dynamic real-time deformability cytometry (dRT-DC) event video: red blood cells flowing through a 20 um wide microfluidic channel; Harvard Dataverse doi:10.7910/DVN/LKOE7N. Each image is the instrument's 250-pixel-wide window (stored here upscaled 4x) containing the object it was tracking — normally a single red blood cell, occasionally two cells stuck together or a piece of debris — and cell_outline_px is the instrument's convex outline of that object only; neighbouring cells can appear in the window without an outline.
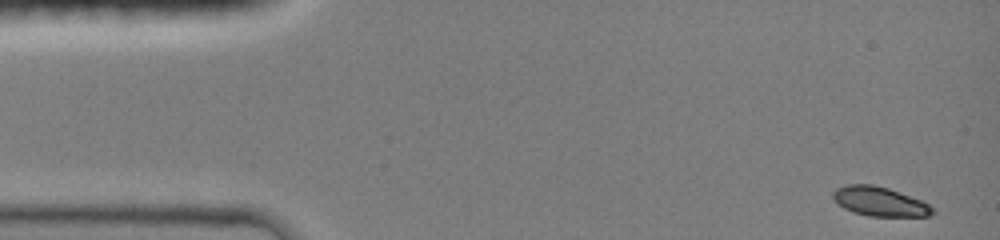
{"species": "common noctule bat (a hibernating species)", "species_latin": "Nyctalus noctula", "temperature_condition": "room temperature", "stored_images_in_passage": 39, "camera_frame_rate_fps": 3000, "um_per_image_px": 0.085, "animal": {"sex": "female", "body_mass_g": 19.0, "forearm_length_mm": 51.5}, "frame": {"image": 1, "passage_image": 1, "time_ms": 0.0, "image_size_px": [1000, 240], "cell_outline_px": [[936, 212], [928, 216], [868, 216], [852, 212], [836, 204], [832, 196], [832, 192], [836, 188], [848, 184], [872, 184], [888, 188], [920, 200], [928, 204]], "centroid_in_image_um": [74.72, 17.13], "position_along_channel_um": 10.3, "area_um2": 16.99}}
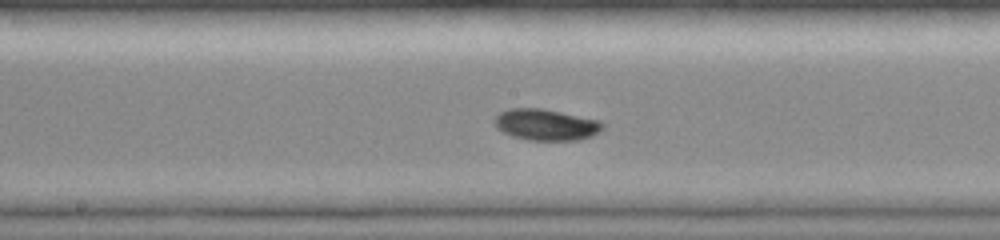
{"frame": {"image": 2, "passage_image": 21, "time_ms": 7.333, "image_size_px": [1000, 240], "cell_outline_px": [[604, 128], [600, 132], [592, 136], [580, 140], [528, 140], [512, 136], [496, 128], [492, 120], [500, 112], [508, 108], [540, 108], [600, 120], [604, 124]], "centroid_in_image_um": [46.41, 10.6], "position_along_channel_um": 201.8, "area_um2": 19.88}}
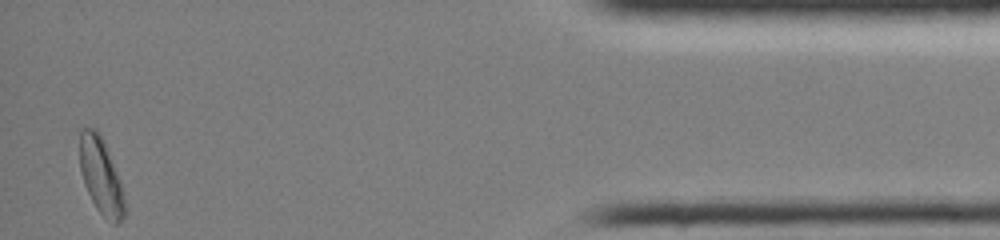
{"frame": {"image": 3, "passage_image": 38, "time_ms": 14.333, "image_size_px": [1000, 240], "cell_outline_px": [[124, 216], [120, 224], [112, 224], [96, 208], [84, 184], [80, 172], [80, 132], [84, 128], [96, 128], [100, 132], [120, 180], [124, 200]], "centroid_in_image_um": [8.57, 14.96], "position_along_channel_um": 426.6, "area_um2": 19.77}, "authors_computed_cell_mechanics": {"area_um2": 18.6694, "velocity_mm_per_s": 4.1076, "shape_relaxation_time_tau1_ms": 2.3605, "shape_relaxation_time_tau2_ms": null, "deformation_change_tau1": 0.0844, "deformation_change_tau2": null}}